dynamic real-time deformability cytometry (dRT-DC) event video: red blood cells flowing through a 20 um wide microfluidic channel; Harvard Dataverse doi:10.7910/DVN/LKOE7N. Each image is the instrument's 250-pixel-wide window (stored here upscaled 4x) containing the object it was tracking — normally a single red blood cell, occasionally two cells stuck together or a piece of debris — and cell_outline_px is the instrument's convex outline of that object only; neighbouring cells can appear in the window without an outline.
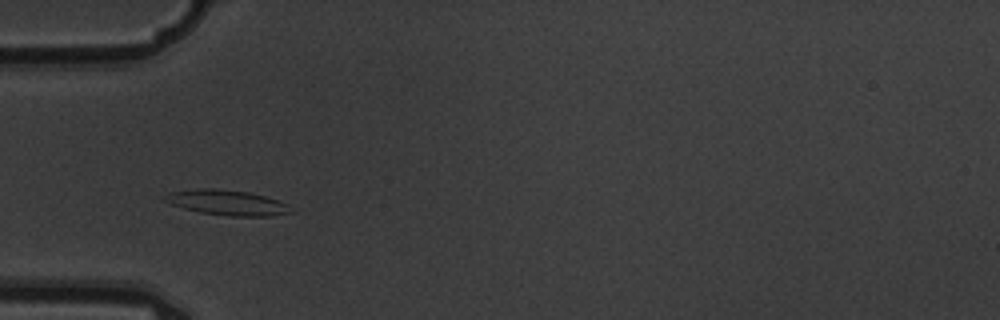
{"species": "common noctule bat (a hibernating species)", "species_latin": "Nyctalus noctula", "temperature_condition": "warm", "stored_images_in_passage": 8, "camera_frame_rate_fps": 3000, "um_per_image_px": 0.085, "animal": {"sex": "male", "body_mass_g": 19.5, "forearm_length_mm": 54.6}, "frame": {"image": 1, "passage_image": 4, "time_ms": 1.0, "image_size_px": [1000, 320], "cell_outline_px": [[292, 212], [272, 216], [228, 216], [200, 212], [184, 208], [172, 204], [164, 200], [164, 196], [168, 192], [196, 188], [216, 188], [248, 192], [264, 196], [288, 204]], "centroid_in_image_um": [19.28, 17.21], "position_along_channel_um": 65.7, "area_um2": 18.44}}
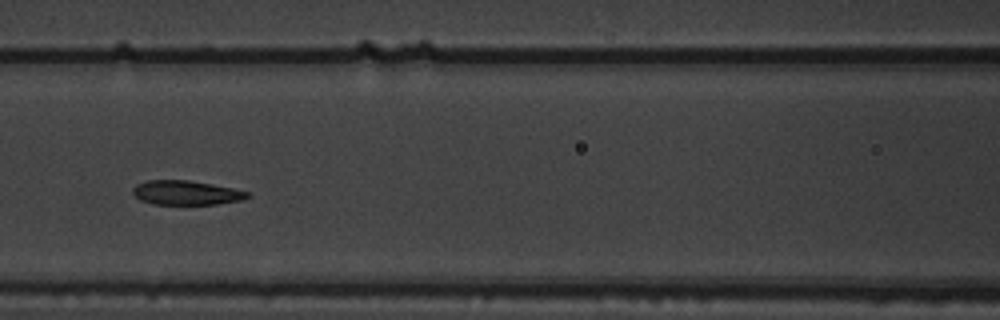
{"frame": {"image": 2, "passage_image": 6, "time_ms": 1.667, "image_size_px": [1000, 320], "cell_outline_px": [[252, 196], [244, 200], [216, 204], [152, 204], [140, 200], [132, 192], [132, 188], [136, 184], [148, 180], [188, 180], [212, 184], [232, 188], [248, 192]], "centroid_in_image_um": [15.83, 16.38], "position_along_channel_um": 150.8, "area_um2": 16.3}}
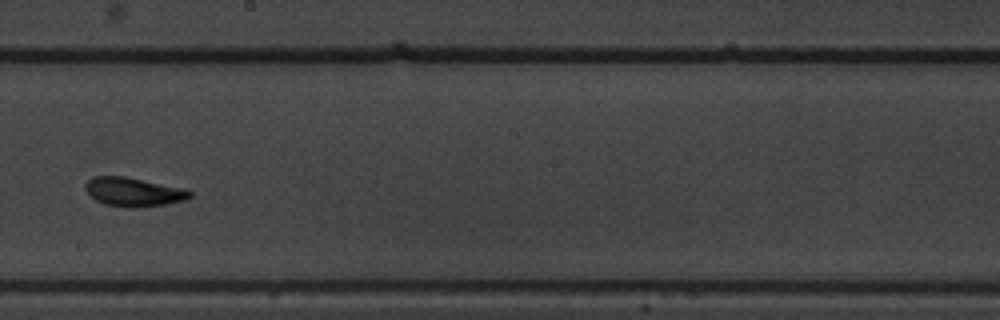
{"frame": {"image": 3, "passage_image": 8, "time_ms": 2.333, "image_size_px": [1000, 320], "cell_outline_px": [[192, 196], [184, 200], [164, 204], [132, 208], [104, 204], [96, 200], [84, 188], [84, 184], [92, 176], [124, 176], [180, 188], [192, 192]], "centroid_in_image_um": [11.29, 16.31], "position_along_channel_um": 236.9, "area_um2": 17.22}}